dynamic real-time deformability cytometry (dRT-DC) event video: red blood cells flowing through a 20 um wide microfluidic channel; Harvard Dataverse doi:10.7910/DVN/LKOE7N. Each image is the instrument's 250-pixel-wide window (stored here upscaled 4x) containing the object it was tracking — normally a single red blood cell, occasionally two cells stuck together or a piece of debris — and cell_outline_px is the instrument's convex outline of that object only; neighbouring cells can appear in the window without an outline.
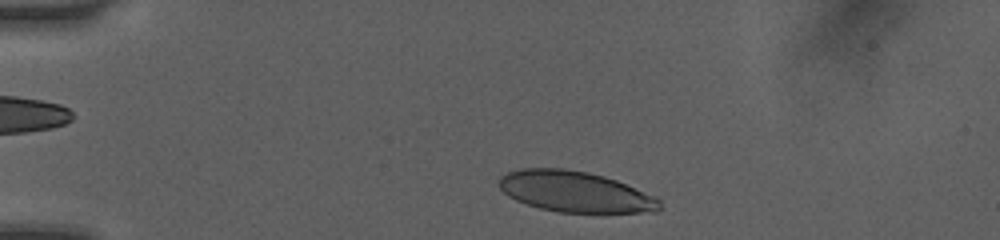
{"species": "human", "species_latin": "Homo sapiens", "temperature_condition": "room temperature", "stored_images_in_passage": 17, "camera_frame_rate_fps": 3000, "um_per_image_px": 0.085, "donor": {"sex": "female"}, "frame": {"image": 1, "passage_image": 1, "time_ms": 0.0, "image_size_px": [1000, 240], "cell_outline_px": [[660, 212], [560, 212], [540, 208], [516, 200], [508, 196], [500, 188], [500, 176], [508, 172], [520, 168], [564, 168], [588, 172], [604, 176], [616, 180], [656, 196], [660, 200]], "centroid_in_image_um": [48.9, 16.29], "position_along_channel_um": 36.1, "area_um2": 38.15}}
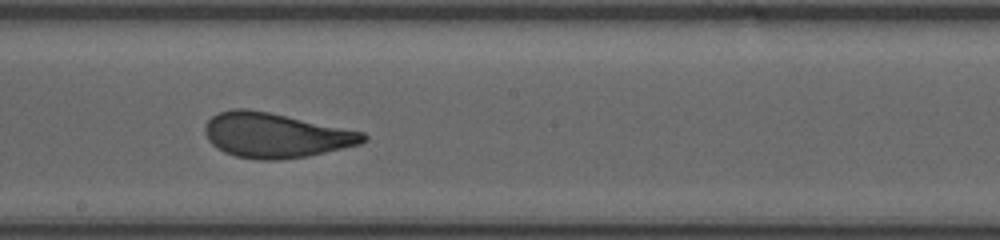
{"frame": {"image": 2, "passage_image": 10, "time_ms": 6.0, "image_size_px": [1000, 240], "cell_outline_px": [[368, 140], [360, 144], [308, 156], [280, 160], [260, 160], [236, 156], [224, 152], [216, 148], [208, 140], [204, 132], [204, 124], [212, 116], [220, 112], [232, 108], [248, 108], [268, 112], [364, 132], [368, 136]], "centroid_in_image_um": [23.4, 11.5], "position_along_channel_um": 224.8, "area_um2": 41.38}}
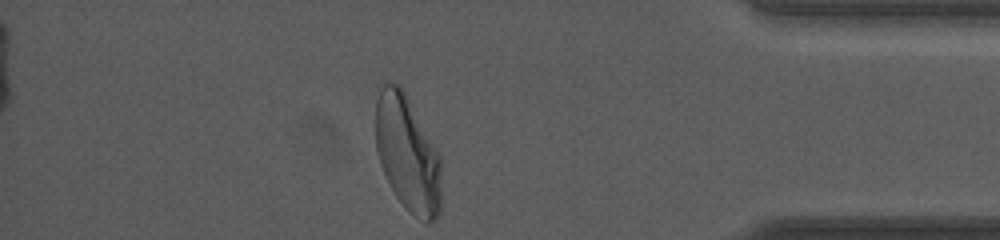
{"frame": {"image": 3, "passage_image": 17, "time_ms": 11.0, "image_size_px": [1000, 240], "cell_outline_px": [[440, 212], [436, 220], [428, 224], [408, 212], [396, 196], [380, 164], [376, 152], [376, 100], [380, 80], [388, 80], [400, 84], [436, 148], [440, 156]], "centroid_in_image_um": [34.61, 13.02], "position_along_channel_um": 400.6, "area_um2": 44.74}, "authors_computed_cell_mechanics": {"area_um2": 41.3848, "velocity_mm_per_s": 4.0977, "shape_relaxation_time_tau1_ms": 3.9408, "shape_relaxation_time_tau2_ms": 0.7888, "deformation_change_tau1": 0.1897, "deformation_change_tau2": 0.0734}}